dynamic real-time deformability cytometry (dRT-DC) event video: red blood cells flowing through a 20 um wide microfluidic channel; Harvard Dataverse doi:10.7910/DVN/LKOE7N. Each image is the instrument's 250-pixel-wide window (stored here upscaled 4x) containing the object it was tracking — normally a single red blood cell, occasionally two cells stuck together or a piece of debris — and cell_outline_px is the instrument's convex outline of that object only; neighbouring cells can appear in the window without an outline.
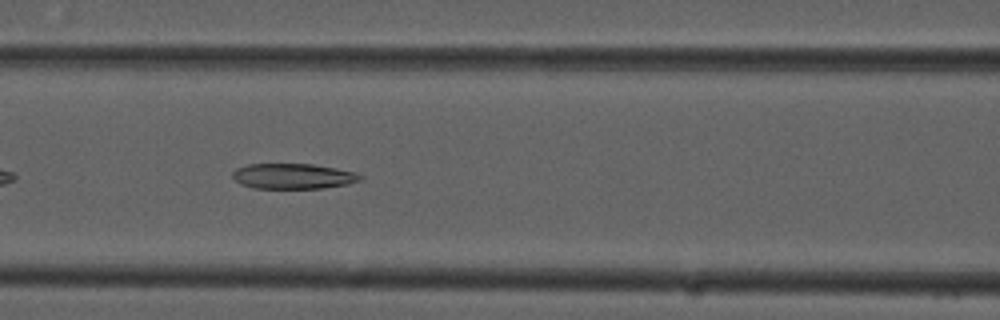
{"species": "common noctule bat (a hibernating species)", "species_latin": "Nyctalus noctula", "temperature_condition": "cold", "stored_images_in_passage": 7, "camera_frame_rate_fps": 3000, "um_per_image_px": 0.085, "animal": {"sex": "male", "forearm_length_mm": 52.5}, "frame": {"image": 1, "passage_image": 7, "time_ms": 2.0, "image_size_px": [1000, 320], "cell_outline_px": [[364, 180], [348, 184], [324, 188], [252, 188], [240, 184], [232, 176], [232, 172], [236, 168], [248, 164], [312, 164], [336, 168], [356, 172], [364, 176]], "centroid_in_image_um": [24.95, 14.98], "position_along_channel_um": 141.6, "area_um2": 19.07}}